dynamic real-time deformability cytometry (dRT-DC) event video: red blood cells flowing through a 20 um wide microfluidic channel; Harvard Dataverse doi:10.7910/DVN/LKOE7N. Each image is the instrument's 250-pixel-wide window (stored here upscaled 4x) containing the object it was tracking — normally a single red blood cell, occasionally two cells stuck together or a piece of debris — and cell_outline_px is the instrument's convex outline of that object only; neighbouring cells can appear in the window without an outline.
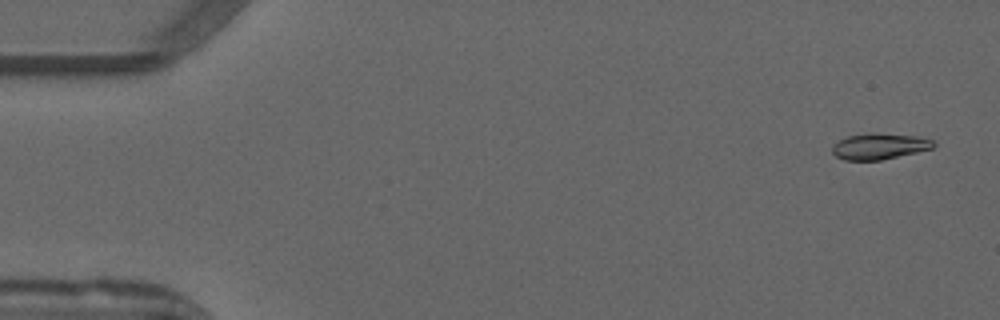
{"species": "common noctule bat (a hibernating species)", "species_latin": "Nyctalus noctula", "temperature_condition": "warm", "stored_images_in_passage": 53, "camera_frame_rate_fps": 3000, "um_per_image_px": 0.085, "animal": {"sex": "male", "forearm_length_mm": 52.5}, "frame": {"image": 1, "passage_image": 3, "time_ms": 0.667, "image_size_px": [1000, 320], "cell_outline_px": [[936, 144], [932, 148], [916, 152], [880, 160], [844, 160], [836, 156], [832, 152], [832, 144], [848, 136], [868, 132], [876, 132], [916, 136], [932, 140]], "centroid_in_image_um": [74.71, 12.42], "position_along_channel_um": 10.3, "area_um2": 15.37}}
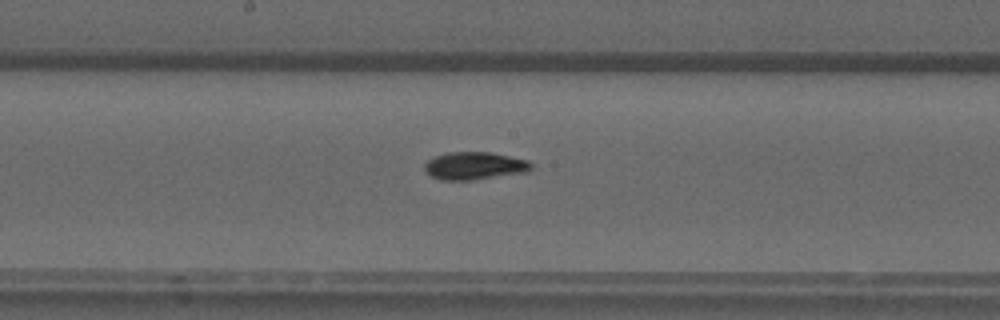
{"frame": {"image": 2, "passage_image": 28, "time_ms": 9.0, "image_size_px": [1000, 320], "cell_outline_px": [[532, 168], [528, 172], [472, 180], [440, 180], [432, 176], [424, 168], [424, 164], [428, 160], [436, 156], [448, 152], [492, 152], [528, 160], [532, 164]], "centroid_in_image_um": [40.36, 14.09], "position_along_channel_um": 207.8, "area_um2": 17.22}}
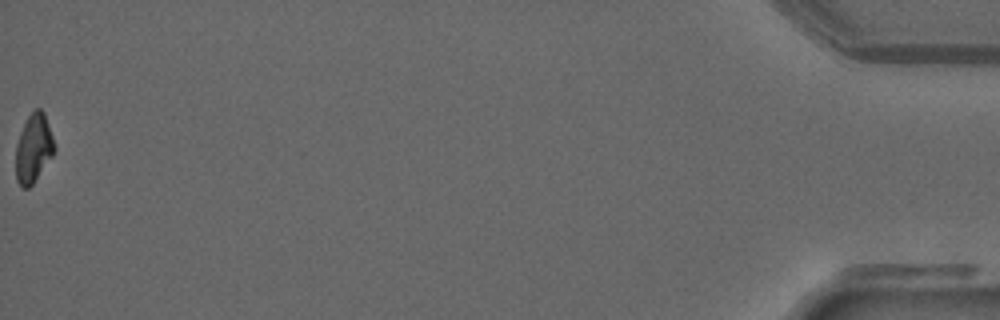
{"frame": {"image": 3, "passage_image": 53, "time_ms": 17.333, "image_size_px": [1000, 320], "cell_outline_px": [[56, 148], [52, 156], [32, 184], [28, 188], [24, 188], [16, 180], [16, 144], [20, 132], [32, 108], [40, 108], [44, 112]], "centroid_in_image_um": [2.84, 12.57], "position_along_channel_um": 432.4, "area_um2": 15.32}, "authors_computed_cell_mechanics": {"area_um2": 16.184, "velocity_mm_per_s": 3.9508, "shape_relaxation_time_tau1_ms": 7.8594, "shape_relaxation_time_tau2_ms": 2.6113, "deformation_change_tau1": 0.223, "deformation_change_tau2": 0.0646}}